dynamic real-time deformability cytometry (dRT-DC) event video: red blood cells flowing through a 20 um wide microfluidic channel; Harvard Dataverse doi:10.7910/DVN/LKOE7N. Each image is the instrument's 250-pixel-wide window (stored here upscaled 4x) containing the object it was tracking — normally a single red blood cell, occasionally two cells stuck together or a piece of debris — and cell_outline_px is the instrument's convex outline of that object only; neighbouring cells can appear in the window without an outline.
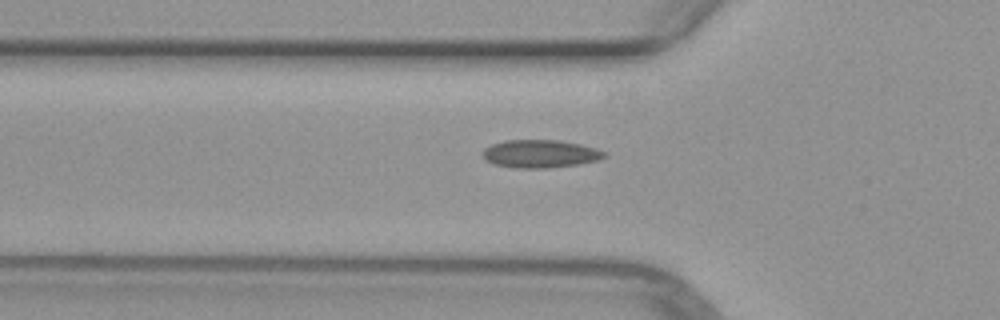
{"species": "common noctule bat (a hibernating species)", "species_latin": "Nyctalus noctula", "temperature_condition": "warm", "stored_images_in_passage": 34, "camera_frame_rate_fps": 3000, "um_per_image_px": 0.085, "animal": {"sex": "female", "body_mass_g": 29.2, "forearm_length_mm": 56.3}, "frame": {"image": 1, "passage_image": 8, "time_ms": 2.333, "image_size_px": [1000, 320], "cell_outline_px": [[608, 156], [596, 160], [576, 164], [548, 168], [512, 168], [492, 164], [484, 156], [484, 148], [492, 144], [504, 140], [560, 140], [580, 144], [596, 148], [604, 152]], "centroid_in_image_um": [45.91, 13.07], "position_along_channel_um": 79.9, "area_um2": 19.71}}
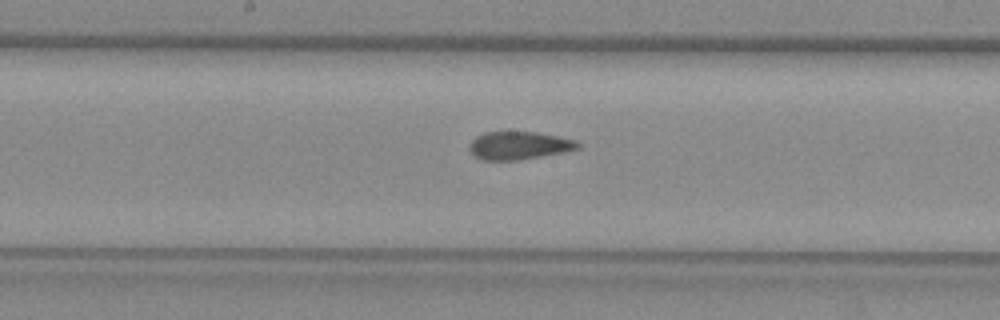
{"frame": {"image": 2, "passage_image": 17, "time_ms": 5.333, "image_size_px": [1000, 320], "cell_outline_px": [[580, 148], [564, 152], [516, 160], [484, 160], [476, 156], [468, 148], [472, 140], [476, 136], [484, 132], [536, 132], [576, 140], [580, 144]], "centroid_in_image_um": [44.11, 12.36], "position_along_channel_um": 204.1, "area_um2": 17.46}}
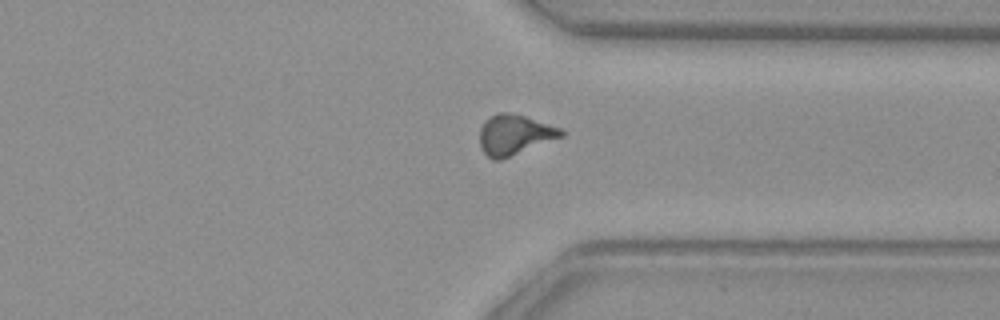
{"frame": {"image": 3, "passage_image": 29, "time_ms": 9.333, "image_size_px": [1000, 320], "cell_outline_px": [[564, 136], [500, 160], [492, 160], [480, 148], [480, 128], [484, 120], [488, 116], [496, 112], [512, 112], [560, 128], [564, 132]], "centroid_in_image_um": [43.69, 11.44], "position_along_channel_um": 367.7, "area_um2": 19.13}}